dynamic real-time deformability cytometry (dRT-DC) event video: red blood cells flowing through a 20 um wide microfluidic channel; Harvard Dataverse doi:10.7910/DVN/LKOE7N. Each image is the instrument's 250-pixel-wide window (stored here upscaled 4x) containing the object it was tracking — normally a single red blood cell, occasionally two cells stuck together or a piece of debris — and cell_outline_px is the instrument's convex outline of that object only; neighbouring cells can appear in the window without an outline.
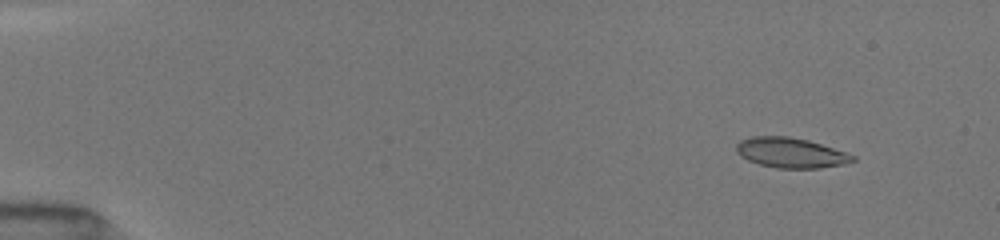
{"species": "common noctule bat (a hibernating species)", "species_latin": "Nyctalus noctula", "temperature_condition": "room temperature", "stored_images_in_passage": 13, "camera_frame_rate_fps": 3000, "um_per_image_px": 0.085, "animal": {"sex": "female", "body_mass_g": 19.5, "forearm_length_mm": 54.1}, "frame": {"image": 1, "passage_image": 6, "time_ms": 1.667, "image_size_px": [1000, 240], "cell_outline_px": [[856, 160], [844, 164], [820, 168], [776, 168], [760, 164], [748, 160], [740, 156], [736, 152], [736, 144], [740, 140], [752, 136], [788, 136], [808, 140], [848, 152], [856, 156]], "centroid_in_image_um": [67.23, 12.98], "position_along_channel_um": 17.8, "area_um2": 20.58}}